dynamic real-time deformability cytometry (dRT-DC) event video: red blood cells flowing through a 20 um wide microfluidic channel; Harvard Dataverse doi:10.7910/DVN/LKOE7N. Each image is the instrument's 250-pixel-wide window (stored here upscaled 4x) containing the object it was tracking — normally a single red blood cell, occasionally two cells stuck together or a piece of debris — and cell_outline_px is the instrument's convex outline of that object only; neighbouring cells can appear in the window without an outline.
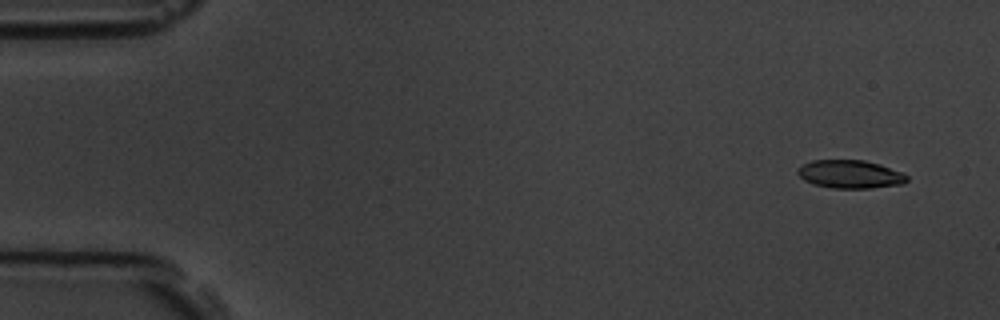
{"species": "common noctule bat (a hibernating species)", "species_latin": "Nyctalus noctula", "temperature_condition": "room temperature", "stored_images_in_passage": 3, "camera_frame_rate_fps": 3000, "um_per_image_px": 0.085, "animal": {"sex": "male", "body_mass_g": 19.5, "forearm_length_mm": 54.6}, "frame": {"image": 1, "passage_image": 1, "time_ms": 0.0, "image_size_px": [1000, 320], "cell_outline_px": [[908, 180], [904, 184], [872, 188], [832, 188], [812, 184], [804, 180], [796, 172], [804, 164], [812, 160], [864, 160], [880, 164], [904, 172], [908, 176]], "centroid_in_image_um": [72.31, 14.81], "position_along_channel_um": 12.7, "area_um2": 18.09}}